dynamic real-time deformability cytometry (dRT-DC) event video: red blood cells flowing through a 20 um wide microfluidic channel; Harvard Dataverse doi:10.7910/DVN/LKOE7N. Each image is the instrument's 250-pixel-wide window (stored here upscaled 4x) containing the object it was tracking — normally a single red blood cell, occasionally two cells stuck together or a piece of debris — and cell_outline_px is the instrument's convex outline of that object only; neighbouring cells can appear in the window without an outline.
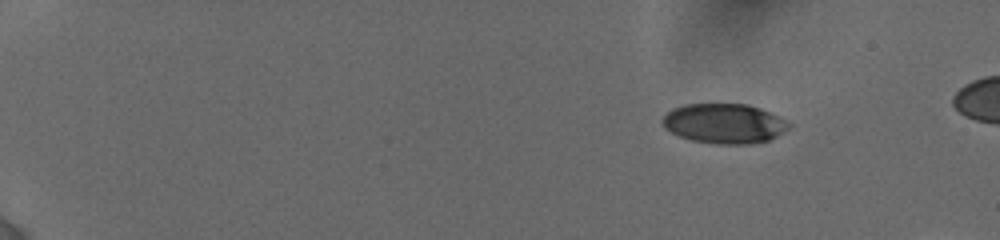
{"species": "human", "species_latin": "Homo sapiens", "temperature_condition": "cold", "stored_images_in_passage": 31, "camera_frame_rate_fps": 3000, "um_per_image_px": 0.085, "donor": {"sex": "female"}, "frame": {"image": 1, "passage_image": 1, "time_ms": 0.0, "image_size_px": [1000, 240], "cell_outline_px": [[792, 124], [788, 128], [776, 136], [768, 140], [748, 144], [716, 144], [692, 140], [680, 136], [664, 128], [660, 120], [672, 108], [684, 104], [748, 104], [760, 108], [788, 120]], "centroid_in_image_um": [61.55, 10.49], "position_along_channel_um": 23.4, "area_um2": 29.36}}
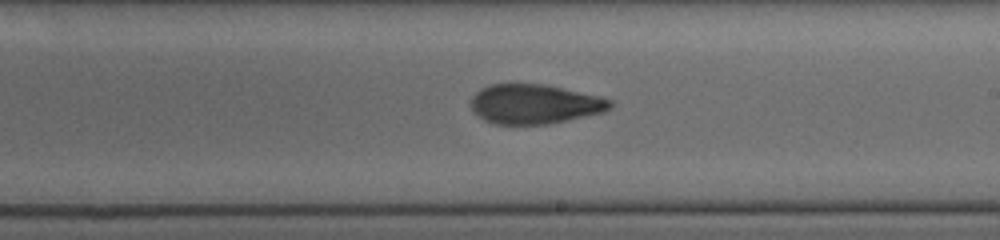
{"frame": {"image": 2, "passage_image": 19, "time_ms": 9.333, "image_size_px": [1000, 240], "cell_outline_px": [[612, 108], [604, 112], [548, 124], [496, 124], [484, 120], [472, 112], [468, 104], [472, 96], [480, 88], [492, 84], [544, 84], [600, 96], [612, 100]], "centroid_in_image_um": [45.4, 8.84], "position_along_channel_um": 243.6, "area_um2": 32.31}}
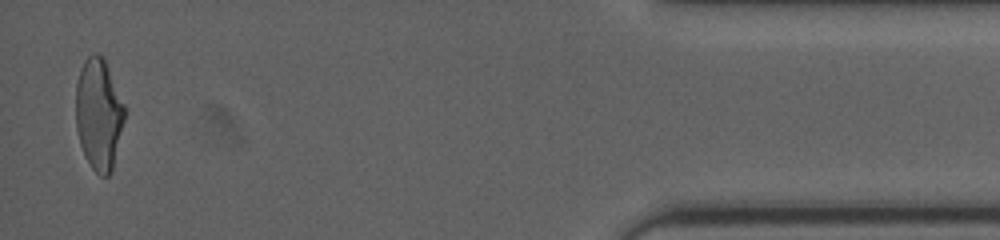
{"frame": {"image": 3, "passage_image": 31, "time_ms": 15.667, "image_size_px": [1000, 240], "cell_outline_px": [[124, 120], [112, 172], [108, 176], [100, 176], [92, 168], [84, 156], [80, 144], [76, 128], [76, 84], [80, 68], [88, 56], [92, 52], [96, 52], [104, 56], [124, 104]], "centroid_in_image_um": [8.38, 9.69], "position_along_channel_um": 426.8, "area_um2": 31.91}, "authors_computed_cell_mechanics": {"area_um2": 32.3102, "velocity_mm_per_s": 3.8649, "shape_relaxation_time_tau1_ms": 6.9966, "shape_relaxation_time_tau2_ms": 2.2412, "deformation_change_tau1": 0.2286, "deformation_change_tau2": 0.0933}}